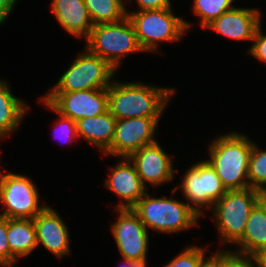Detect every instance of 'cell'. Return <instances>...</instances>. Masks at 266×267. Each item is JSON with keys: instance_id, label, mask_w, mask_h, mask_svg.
<instances>
[{"instance_id": "cell-10", "label": "cell", "mask_w": 266, "mask_h": 267, "mask_svg": "<svg viewBox=\"0 0 266 267\" xmlns=\"http://www.w3.org/2000/svg\"><path fill=\"white\" fill-rule=\"evenodd\" d=\"M118 218L110 224L113 241L121 258L135 261L148 260L150 232L132 210L115 209Z\"/></svg>"}, {"instance_id": "cell-17", "label": "cell", "mask_w": 266, "mask_h": 267, "mask_svg": "<svg viewBox=\"0 0 266 267\" xmlns=\"http://www.w3.org/2000/svg\"><path fill=\"white\" fill-rule=\"evenodd\" d=\"M51 13L68 35L85 41L93 28L84 0H52Z\"/></svg>"}, {"instance_id": "cell-27", "label": "cell", "mask_w": 266, "mask_h": 267, "mask_svg": "<svg viewBox=\"0 0 266 267\" xmlns=\"http://www.w3.org/2000/svg\"><path fill=\"white\" fill-rule=\"evenodd\" d=\"M38 103L44 106V108L52 111V113L55 112L56 115L59 117L54 121L55 123L52 126L54 128L52 131L53 137L55 139H59L58 142L64 143H74L78 142V134H77V124L75 121H73L70 118H66L58 114L46 101H44L41 97H38ZM54 126V127H53Z\"/></svg>"}, {"instance_id": "cell-7", "label": "cell", "mask_w": 266, "mask_h": 267, "mask_svg": "<svg viewBox=\"0 0 266 267\" xmlns=\"http://www.w3.org/2000/svg\"><path fill=\"white\" fill-rule=\"evenodd\" d=\"M76 54L71 65L60 74L47 92H73L108 88L118 71L86 47Z\"/></svg>"}, {"instance_id": "cell-31", "label": "cell", "mask_w": 266, "mask_h": 267, "mask_svg": "<svg viewBox=\"0 0 266 267\" xmlns=\"http://www.w3.org/2000/svg\"><path fill=\"white\" fill-rule=\"evenodd\" d=\"M19 0H0V26L4 25Z\"/></svg>"}, {"instance_id": "cell-15", "label": "cell", "mask_w": 266, "mask_h": 267, "mask_svg": "<svg viewBox=\"0 0 266 267\" xmlns=\"http://www.w3.org/2000/svg\"><path fill=\"white\" fill-rule=\"evenodd\" d=\"M261 9L255 7H236L225 11L203 30H211L224 38L237 41H251L258 25L263 22Z\"/></svg>"}, {"instance_id": "cell-30", "label": "cell", "mask_w": 266, "mask_h": 267, "mask_svg": "<svg viewBox=\"0 0 266 267\" xmlns=\"http://www.w3.org/2000/svg\"><path fill=\"white\" fill-rule=\"evenodd\" d=\"M133 0H126L125 9H128V5H131ZM135 8L133 11H143V10H154V9H164L173 7L172 0H135Z\"/></svg>"}, {"instance_id": "cell-23", "label": "cell", "mask_w": 266, "mask_h": 267, "mask_svg": "<svg viewBox=\"0 0 266 267\" xmlns=\"http://www.w3.org/2000/svg\"><path fill=\"white\" fill-rule=\"evenodd\" d=\"M236 0H193L192 13L197 16L199 26L203 30L214 19L225 11L231 10Z\"/></svg>"}, {"instance_id": "cell-32", "label": "cell", "mask_w": 266, "mask_h": 267, "mask_svg": "<svg viewBox=\"0 0 266 267\" xmlns=\"http://www.w3.org/2000/svg\"><path fill=\"white\" fill-rule=\"evenodd\" d=\"M120 266L118 267H148V260L135 261L128 259H121Z\"/></svg>"}, {"instance_id": "cell-1", "label": "cell", "mask_w": 266, "mask_h": 267, "mask_svg": "<svg viewBox=\"0 0 266 267\" xmlns=\"http://www.w3.org/2000/svg\"><path fill=\"white\" fill-rule=\"evenodd\" d=\"M175 87H163L139 81H118L108 87V111L117 119L163 117L177 94Z\"/></svg>"}, {"instance_id": "cell-21", "label": "cell", "mask_w": 266, "mask_h": 267, "mask_svg": "<svg viewBox=\"0 0 266 267\" xmlns=\"http://www.w3.org/2000/svg\"><path fill=\"white\" fill-rule=\"evenodd\" d=\"M265 247L266 214L257 204L247 220L243 237L230 249L253 257Z\"/></svg>"}, {"instance_id": "cell-18", "label": "cell", "mask_w": 266, "mask_h": 267, "mask_svg": "<svg viewBox=\"0 0 266 267\" xmlns=\"http://www.w3.org/2000/svg\"><path fill=\"white\" fill-rule=\"evenodd\" d=\"M13 93L12 86L5 78L0 77V142L3 140L6 142L20 129V125L31 110L26 100Z\"/></svg>"}, {"instance_id": "cell-9", "label": "cell", "mask_w": 266, "mask_h": 267, "mask_svg": "<svg viewBox=\"0 0 266 267\" xmlns=\"http://www.w3.org/2000/svg\"><path fill=\"white\" fill-rule=\"evenodd\" d=\"M180 179V184L173 187L181 190V197L199 215L205 217L214 204L227 192L214 168L204 158L192 164Z\"/></svg>"}, {"instance_id": "cell-6", "label": "cell", "mask_w": 266, "mask_h": 267, "mask_svg": "<svg viewBox=\"0 0 266 267\" xmlns=\"http://www.w3.org/2000/svg\"><path fill=\"white\" fill-rule=\"evenodd\" d=\"M85 44L91 53L98 55L118 71L123 58L138 52L144 53L128 17L116 23L93 26Z\"/></svg>"}, {"instance_id": "cell-4", "label": "cell", "mask_w": 266, "mask_h": 267, "mask_svg": "<svg viewBox=\"0 0 266 267\" xmlns=\"http://www.w3.org/2000/svg\"><path fill=\"white\" fill-rule=\"evenodd\" d=\"M173 9V7L143 11L126 9L127 17L134 26L138 43L144 53L161 54L160 44L180 42L193 25H196L183 16L175 15Z\"/></svg>"}, {"instance_id": "cell-26", "label": "cell", "mask_w": 266, "mask_h": 267, "mask_svg": "<svg viewBox=\"0 0 266 267\" xmlns=\"http://www.w3.org/2000/svg\"><path fill=\"white\" fill-rule=\"evenodd\" d=\"M227 248L221 247L210 252L208 267H256L252 256Z\"/></svg>"}, {"instance_id": "cell-24", "label": "cell", "mask_w": 266, "mask_h": 267, "mask_svg": "<svg viewBox=\"0 0 266 267\" xmlns=\"http://www.w3.org/2000/svg\"><path fill=\"white\" fill-rule=\"evenodd\" d=\"M191 245V246H190ZM181 249V251L174 256L163 267H208V259L210 248L190 244Z\"/></svg>"}, {"instance_id": "cell-33", "label": "cell", "mask_w": 266, "mask_h": 267, "mask_svg": "<svg viewBox=\"0 0 266 267\" xmlns=\"http://www.w3.org/2000/svg\"><path fill=\"white\" fill-rule=\"evenodd\" d=\"M253 258L256 267H266V247L256 253Z\"/></svg>"}, {"instance_id": "cell-16", "label": "cell", "mask_w": 266, "mask_h": 267, "mask_svg": "<svg viewBox=\"0 0 266 267\" xmlns=\"http://www.w3.org/2000/svg\"><path fill=\"white\" fill-rule=\"evenodd\" d=\"M37 246H43L58 260L71 254L70 228L50 205L46 206L34 219ZM69 228V229H68Z\"/></svg>"}, {"instance_id": "cell-28", "label": "cell", "mask_w": 266, "mask_h": 267, "mask_svg": "<svg viewBox=\"0 0 266 267\" xmlns=\"http://www.w3.org/2000/svg\"><path fill=\"white\" fill-rule=\"evenodd\" d=\"M262 24L261 22L256 29L252 45L250 44V47L247 49V55H251L254 59L266 65V32L263 31Z\"/></svg>"}, {"instance_id": "cell-19", "label": "cell", "mask_w": 266, "mask_h": 267, "mask_svg": "<svg viewBox=\"0 0 266 267\" xmlns=\"http://www.w3.org/2000/svg\"><path fill=\"white\" fill-rule=\"evenodd\" d=\"M116 121L109 111L94 117L81 118L76 121L78 138L84 139L103 155L112 144Z\"/></svg>"}, {"instance_id": "cell-11", "label": "cell", "mask_w": 266, "mask_h": 267, "mask_svg": "<svg viewBox=\"0 0 266 267\" xmlns=\"http://www.w3.org/2000/svg\"><path fill=\"white\" fill-rule=\"evenodd\" d=\"M58 114L78 121L108 111V88L73 92H46L40 96Z\"/></svg>"}, {"instance_id": "cell-29", "label": "cell", "mask_w": 266, "mask_h": 267, "mask_svg": "<svg viewBox=\"0 0 266 267\" xmlns=\"http://www.w3.org/2000/svg\"><path fill=\"white\" fill-rule=\"evenodd\" d=\"M8 218L0 214V267H10V246L7 236Z\"/></svg>"}, {"instance_id": "cell-12", "label": "cell", "mask_w": 266, "mask_h": 267, "mask_svg": "<svg viewBox=\"0 0 266 267\" xmlns=\"http://www.w3.org/2000/svg\"><path fill=\"white\" fill-rule=\"evenodd\" d=\"M162 117H134L117 120L114 137L104 157H129L143 146L158 141L156 137Z\"/></svg>"}, {"instance_id": "cell-3", "label": "cell", "mask_w": 266, "mask_h": 267, "mask_svg": "<svg viewBox=\"0 0 266 267\" xmlns=\"http://www.w3.org/2000/svg\"><path fill=\"white\" fill-rule=\"evenodd\" d=\"M171 190L169 197L152 196L147 191L132 210L147 230L160 234H176L189 231L197 225L200 227L199 220L202 218L186 202L180 200L181 198L174 196L177 193L176 189Z\"/></svg>"}, {"instance_id": "cell-34", "label": "cell", "mask_w": 266, "mask_h": 267, "mask_svg": "<svg viewBox=\"0 0 266 267\" xmlns=\"http://www.w3.org/2000/svg\"><path fill=\"white\" fill-rule=\"evenodd\" d=\"M258 205L266 214V190L264 189L258 191Z\"/></svg>"}, {"instance_id": "cell-22", "label": "cell", "mask_w": 266, "mask_h": 267, "mask_svg": "<svg viewBox=\"0 0 266 267\" xmlns=\"http://www.w3.org/2000/svg\"><path fill=\"white\" fill-rule=\"evenodd\" d=\"M93 25L116 23L127 17L123 0H84Z\"/></svg>"}, {"instance_id": "cell-14", "label": "cell", "mask_w": 266, "mask_h": 267, "mask_svg": "<svg viewBox=\"0 0 266 267\" xmlns=\"http://www.w3.org/2000/svg\"><path fill=\"white\" fill-rule=\"evenodd\" d=\"M116 164L110 167L109 176L102 185L117 195L118 202L114 209L132 208L148 191L142 184L135 165L128 157H118Z\"/></svg>"}, {"instance_id": "cell-20", "label": "cell", "mask_w": 266, "mask_h": 267, "mask_svg": "<svg viewBox=\"0 0 266 267\" xmlns=\"http://www.w3.org/2000/svg\"><path fill=\"white\" fill-rule=\"evenodd\" d=\"M7 236L10 267H15L19 260L27 258L38 249L33 219H8Z\"/></svg>"}, {"instance_id": "cell-8", "label": "cell", "mask_w": 266, "mask_h": 267, "mask_svg": "<svg viewBox=\"0 0 266 267\" xmlns=\"http://www.w3.org/2000/svg\"><path fill=\"white\" fill-rule=\"evenodd\" d=\"M1 171L0 214L8 219H34L48 204L40 201V192L28 175Z\"/></svg>"}, {"instance_id": "cell-5", "label": "cell", "mask_w": 266, "mask_h": 267, "mask_svg": "<svg viewBox=\"0 0 266 267\" xmlns=\"http://www.w3.org/2000/svg\"><path fill=\"white\" fill-rule=\"evenodd\" d=\"M258 191L253 188L227 190L208 212L216 225L219 243L224 247L229 245L230 249L243 237L251 211L258 204Z\"/></svg>"}, {"instance_id": "cell-2", "label": "cell", "mask_w": 266, "mask_h": 267, "mask_svg": "<svg viewBox=\"0 0 266 267\" xmlns=\"http://www.w3.org/2000/svg\"><path fill=\"white\" fill-rule=\"evenodd\" d=\"M245 133L217 134L208 144L206 160L214 168L226 190L249 188L248 166L254 141Z\"/></svg>"}, {"instance_id": "cell-13", "label": "cell", "mask_w": 266, "mask_h": 267, "mask_svg": "<svg viewBox=\"0 0 266 267\" xmlns=\"http://www.w3.org/2000/svg\"><path fill=\"white\" fill-rule=\"evenodd\" d=\"M128 158L135 165L141 182L148 191L149 184L152 188L170 184V181L176 178L175 174L180 171L178 167H174V158L158 141L143 146Z\"/></svg>"}, {"instance_id": "cell-25", "label": "cell", "mask_w": 266, "mask_h": 267, "mask_svg": "<svg viewBox=\"0 0 266 267\" xmlns=\"http://www.w3.org/2000/svg\"><path fill=\"white\" fill-rule=\"evenodd\" d=\"M248 183L249 188H266V148L262 149L255 141L249 157Z\"/></svg>"}]
</instances>
